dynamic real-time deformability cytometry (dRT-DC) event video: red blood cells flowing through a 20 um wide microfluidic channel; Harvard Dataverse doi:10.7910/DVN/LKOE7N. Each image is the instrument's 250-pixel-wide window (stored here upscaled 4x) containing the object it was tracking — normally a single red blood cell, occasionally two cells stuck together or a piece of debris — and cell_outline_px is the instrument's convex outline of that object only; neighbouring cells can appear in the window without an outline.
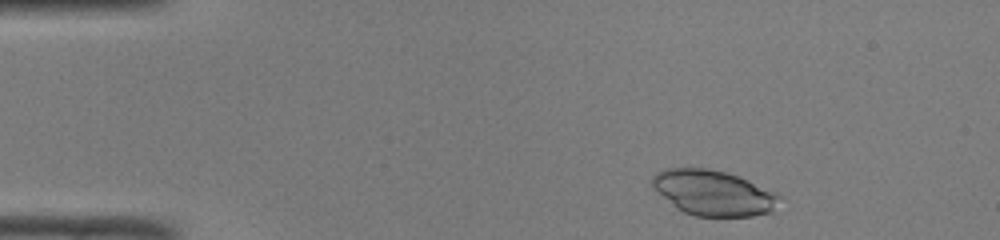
{"species": "common noctule bat (a hibernating species)", "species_latin": "Nyctalus noctula", "temperature_condition": "room temperature", "stored_images_in_passage": 44, "camera_frame_rate_fps": 3000, "um_per_image_px": 0.085, "animal": {"sex": "male", "body_mass_g": 19.0, "forearm_length_mm": 50.8}, "frame": {"image": 1, "passage_image": 2, "time_ms": 0.333, "image_size_px": [1000, 240], "cell_outline_px": [[780, 196], [772, 212], [752, 216], [696, 216], [684, 212], [676, 208], [652, 188], [652, 176], [656, 172], [664, 168], [708, 168], [724, 172], [736, 176]], "centroid_in_image_um": [60.54, 16.4], "position_along_channel_um": 24.5, "area_um2": 33.0}}